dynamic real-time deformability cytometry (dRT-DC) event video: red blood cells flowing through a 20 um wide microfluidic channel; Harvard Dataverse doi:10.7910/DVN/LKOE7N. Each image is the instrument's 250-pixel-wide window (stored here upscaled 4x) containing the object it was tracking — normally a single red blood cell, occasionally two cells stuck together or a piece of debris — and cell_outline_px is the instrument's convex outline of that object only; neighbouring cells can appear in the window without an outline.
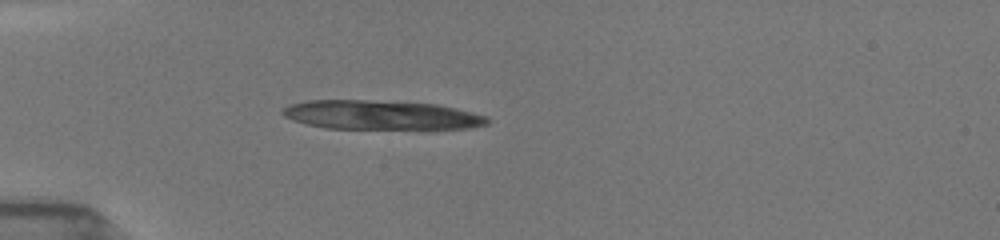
{"species": "common noctule bat (a hibernating species)", "species_latin": "Nyctalus noctula", "temperature_condition": "room temperature", "stored_images_in_passage": 22, "camera_frame_rate_fps": 3000, "um_per_image_px": 0.085, "animal": {"sex": "female", "body_mass_g": 19.5, "forearm_length_mm": 54.1}, "frame": {"image": 1, "passage_image": 10, "time_ms": 1.667, "image_size_px": [1000, 240], "cell_outline_px": [[488, 124], [468, 128], [324, 128], [304, 124], [284, 116], [280, 112], [284, 108], [292, 104], [308, 100], [364, 100], [436, 104], [484, 116], [488, 120]], "centroid_in_image_um": [32.29, 9.77], "position_along_channel_um": 52.7, "area_um2": 34.04}}